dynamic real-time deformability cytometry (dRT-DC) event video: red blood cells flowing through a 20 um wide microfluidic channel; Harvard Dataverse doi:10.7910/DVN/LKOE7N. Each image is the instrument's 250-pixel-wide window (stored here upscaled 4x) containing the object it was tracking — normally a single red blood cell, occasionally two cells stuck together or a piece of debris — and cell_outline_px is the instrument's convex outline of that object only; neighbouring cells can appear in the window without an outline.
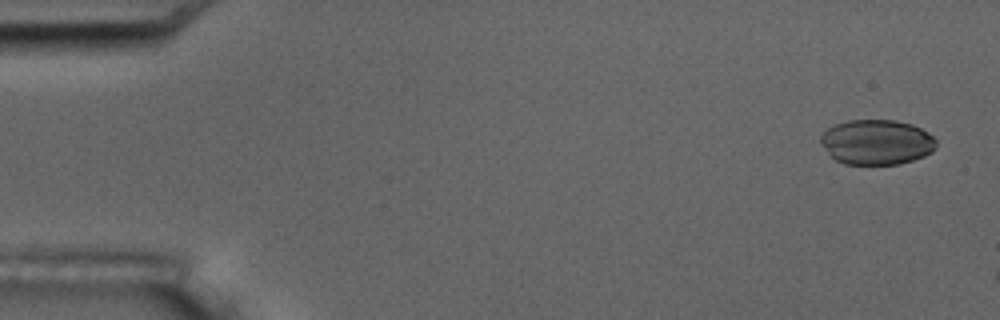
{"species": "common noctule bat (a hibernating species)", "species_latin": "Nyctalus noctula", "temperature_condition": "room temperature", "stored_images_in_passage": 5, "camera_frame_rate_fps": 3000, "um_per_image_px": 0.085, "animal": {"sex": "male", "body_mass_g": 17.5, "forearm_length_mm": 52.3}, "frame": {"image": 1, "passage_image": 1, "time_ms": 0.0, "image_size_px": [1000, 320], "cell_outline_px": [[936, 148], [932, 152], [924, 156], [900, 164], [844, 164], [836, 160], [820, 144], [820, 136], [828, 128], [836, 124], [848, 120], [896, 120], [912, 124], [920, 128], [932, 136], [936, 140]], "centroid_in_image_um": [74.52, 12.08], "position_along_channel_um": 10.5, "area_um2": 30.35}}